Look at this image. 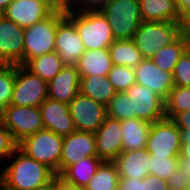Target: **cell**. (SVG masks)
I'll return each mask as SVG.
<instances>
[{"instance_id": "obj_31", "label": "cell", "mask_w": 190, "mask_h": 190, "mask_svg": "<svg viewBox=\"0 0 190 190\" xmlns=\"http://www.w3.org/2000/svg\"><path fill=\"white\" fill-rule=\"evenodd\" d=\"M107 116L122 121L124 119H135L136 114H132L131 99L124 92H117L106 106Z\"/></svg>"}, {"instance_id": "obj_44", "label": "cell", "mask_w": 190, "mask_h": 190, "mask_svg": "<svg viewBox=\"0 0 190 190\" xmlns=\"http://www.w3.org/2000/svg\"><path fill=\"white\" fill-rule=\"evenodd\" d=\"M180 14L183 16L190 10V0H175Z\"/></svg>"}, {"instance_id": "obj_8", "label": "cell", "mask_w": 190, "mask_h": 190, "mask_svg": "<svg viewBox=\"0 0 190 190\" xmlns=\"http://www.w3.org/2000/svg\"><path fill=\"white\" fill-rule=\"evenodd\" d=\"M0 120L18 144L24 138L44 129L39 107L8 105L0 112Z\"/></svg>"}, {"instance_id": "obj_47", "label": "cell", "mask_w": 190, "mask_h": 190, "mask_svg": "<svg viewBox=\"0 0 190 190\" xmlns=\"http://www.w3.org/2000/svg\"><path fill=\"white\" fill-rule=\"evenodd\" d=\"M179 165L190 175V159H179Z\"/></svg>"}, {"instance_id": "obj_7", "label": "cell", "mask_w": 190, "mask_h": 190, "mask_svg": "<svg viewBox=\"0 0 190 190\" xmlns=\"http://www.w3.org/2000/svg\"><path fill=\"white\" fill-rule=\"evenodd\" d=\"M48 98V82L23 65H14V87L10 105L40 107Z\"/></svg>"}, {"instance_id": "obj_13", "label": "cell", "mask_w": 190, "mask_h": 190, "mask_svg": "<svg viewBox=\"0 0 190 190\" xmlns=\"http://www.w3.org/2000/svg\"><path fill=\"white\" fill-rule=\"evenodd\" d=\"M56 8L49 0H13L3 15L20 27L27 28L48 17Z\"/></svg>"}, {"instance_id": "obj_10", "label": "cell", "mask_w": 190, "mask_h": 190, "mask_svg": "<svg viewBox=\"0 0 190 190\" xmlns=\"http://www.w3.org/2000/svg\"><path fill=\"white\" fill-rule=\"evenodd\" d=\"M68 105L76 131L95 133L107 117L105 105L80 92Z\"/></svg>"}, {"instance_id": "obj_40", "label": "cell", "mask_w": 190, "mask_h": 190, "mask_svg": "<svg viewBox=\"0 0 190 190\" xmlns=\"http://www.w3.org/2000/svg\"><path fill=\"white\" fill-rule=\"evenodd\" d=\"M172 120L178 126L180 131L190 132V109L176 114Z\"/></svg>"}, {"instance_id": "obj_18", "label": "cell", "mask_w": 190, "mask_h": 190, "mask_svg": "<svg viewBox=\"0 0 190 190\" xmlns=\"http://www.w3.org/2000/svg\"><path fill=\"white\" fill-rule=\"evenodd\" d=\"M39 108L44 129L61 136L75 131L68 104L47 98Z\"/></svg>"}, {"instance_id": "obj_30", "label": "cell", "mask_w": 190, "mask_h": 190, "mask_svg": "<svg viewBox=\"0 0 190 190\" xmlns=\"http://www.w3.org/2000/svg\"><path fill=\"white\" fill-rule=\"evenodd\" d=\"M165 102L166 118L172 119L176 114L190 109V86H174Z\"/></svg>"}, {"instance_id": "obj_2", "label": "cell", "mask_w": 190, "mask_h": 190, "mask_svg": "<svg viewBox=\"0 0 190 190\" xmlns=\"http://www.w3.org/2000/svg\"><path fill=\"white\" fill-rule=\"evenodd\" d=\"M66 16L75 24L86 50L109 48L115 40L111 27L96 6L66 9Z\"/></svg>"}, {"instance_id": "obj_27", "label": "cell", "mask_w": 190, "mask_h": 190, "mask_svg": "<svg viewBox=\"0 0 190 190\" xmlns=\"http://www.w3.org/2000/svg\"><path fill=\"white\" fill-rule=\"evenodd\" d=\"M23 66L47 82L52 80L65 67L57 52L29 59Z\"/></svg>"}, {"instance_id": "obj_9", "label": "cell", "mask_w": 190, "mask_h": 190, "mask_svg": "<svg viewBox=\"0 0 190 190\" xmlns=\"http://www.w3.org/2000/svg\"><path fill=\"white\" fill-rule=\"evenodd\" d=\"M146 150L157 157L180 156V129L172 119L165 117L151 124Z\"/></svg>"}, {"instance_id": "obj_22", "label": "cell", "mask_w": 190, "mask_h": 190, "mask_svg": "<svg viewBox=\"0 0 190 190\" xmlns=\"http://www.w3.org/2000/svg\"><path fill=\"white\" fill-rule=\"evenodd\" d=\"M112 65L109 49L104 48L97 50H86L79 58L76 67L80 76H108Z\"/></svg>"}, {"instance_id": "obj_3", "label": "cell", "mask_w": 190, "mask_h": 190, "mask_svg": "<svg viewBox=\"0 0 190 190\" xmlns=\"http://www.w3.org/2000/svg\"><path fill=\"white\" fill-rule=\"evenodd\" d=\"M106 17L114 39H132L142 18L139 0H101L95 5Z\"/></svg>"}, {"instance_id": "obj_25", "label": "cell", "mask_w": 190, "mask_h": 190, "mask_svg": "<svg viewBox=\"0 0 190 190\" xmlns=\"http://www.w3.org/2000/svg\"><path fill=\"white\" fill-rule=\"evenodd\" d=\"M103 161L98 156H89L69 166L60 177L78 188H85Z\"/></svg>"}, {"instance_id": "obj_51", "label": "cell", "mask_w": 190, "mask_h": 190, "mask_svg": "<svg viewBox=\"0 0 190 190\" xmlns=\"http://www.w3.org/2000/svg\"><path fill=\"white\" fill-rule=\"evenodd\" d=\"M0 190H13L0 179Z\"/></svg>"}, {"instance_id": "obj_37", "label": "cell", "mask_w": 190, "mask_h": 190, "mask_svg": "<svg viewBox=\"0 0 190 190\" xmlns=\"http://www.w3.org/2000/svg\"><path fill=\"white\" fill-rule=\"evenodd\" d=\"M169 190H186L190 186V175L179 165L176 173L167 180Z\"/></svg>"}, {"instance_id": "obj_21", "label": "cell", "mask_w": 190, "mask_h": 190, "mask_svg": "<svg viewBox=\"0 0 190 190\" xmlns=\"http://www.w3.org/2000/svg\"><path fill=\"white\" fill-rule=\"evenodd\" d=\"M142 21H173L181 23L180 14L175 0H139Z\"/></svg>"}, {"instance_id": "obj_36", "label": "cell", "mask_w": 190, "mask_h": 190, "mask_svg": "<svg viewBox=\"0 0 190 190\" xmlns=\"http://www.w3.org/2000/svg\"><path fill=\"white\" fill-rule=\"evenodd\" d=\"M17 143L13 139L11 132L4 126L0 120V161L8 158L17 148Z\"/></svg>"}, {"instance_id": "obj_48", "label": "cell", "mask_w": 190, "mask_h": 190, "mask_svg": "<svg viewBox=\"0 0 190 190\" xmlns=\"http://www.w3.org/2000/svg\"><path fill=\"white\" fill-rule=\"evenodd\" d=\"M36 190H56V176L49 184H47L39 189H36Z\"/></svg>"}, {"instance_id": "obj_52", "label": "cell", "mask_w": 190, "mask_h": 190, "mask_svg": "<svg viewBox=\"0 0 190 190\" xmlns=\"http://www.w3.org/2000/svg\"><path fill=\"white\" fill-rule=\"evenodd\" d=\"M3 17V11L0 10V20Z\"/></svg>"}, {"instance_id": "obj_4", "label": "cell", "mask_w": 190, "mask_h": 190, "mask_svg": "<svg viewBox=\"0 0 190 190\" xmlns=\"http://www.w3.org/2000/svg\"><path fill=\"white\" fill-rule=\"evenodd\" d=\"M66 16V9L56 8L48 17L24 28L23 65L32 58L55 52L57 24Z\"/></svg>"}, {"instance_id": "obj_42", "label": "cell", "mask_w": 190, "mask_h": 190, "mask_svg": "<svg viewBox=\"0 0 190 190\" xmlns=\"http://www.w3.org/2000/svg\"><path fill=\"white\" fill-rule=\"evenodd\" d=\"M181 34H184L190 39V10L183 15L181 22Z\"/></svg>"}, {"instance_id": "obj_14", "label": "cell", "mask_w": 190, "mask_h": 190, "mask_svg": "<svg viewBox=\"0 0 190 190\" xmlns=\"http://www.w3.org/2000/svg\"><path fill=\"white\" fill-rule=\"evenodd\" d=\"M89 156H98L93 132L74 131L63 136L60 159V175L71 165Z\"/></svg>"}, {"instance_id": "obj_46", "label": "cell", "mask_w": 190, "mask_h": 190, "mask_svg": "<svg viewBox=\"0 0 190 190\" xmlns=\"http://www.w3.org/2000/svg\"><path fill=\"white\" fill-rule=\"evenodd\" d=\"M179 159H190V143H181Z\"/></svg>"}, {"instance_id": "obj_20", "label": "cell", "mask_w": 190, "mask_h": 190, "mask_svg": "<svg viewBox=\"0 0 190 190\" xmlns=\"http://www.w3.org/2000/svg\"><path fill=\"white\" fill-rule=\"evenodd\" d=\"M150 153L146 148L122 151L113 161L117 167L120 178L143 179L150 174L148 161Z\"/></svg>"}, {"instance_id": "obj_29", "label": "cell", "mask_w": 190, "mask_h": 190, "mask_svg": "<svg viewBox=\"0 0 190 190\" xmlns=\"http://www.w3.org/2000/svg\"><path fill=\"white\" fill-rule=\"evenodd\" d=\"M120 175L114 162L103 161L85 190H117Z\"/></svg>"}, {"instance_id": "obj_28", "label": "cell", "mask_w": 190, "mask_h": 190, "mask_svg": "<svg viewBox=\"0 0 190 190\" xmlns=\"http://www.w3.org/2000/svg\"><path fill=\"white\" fill-rule=\"evenodd\" d=\"M108 49L113 65L135 68L144 59L132 39L114 40Z\"/></svg>"}, {"instance_id": "obj_26", "label": "cell", "mask_w": 190, "mask_h": 190, "mask_svg": "<svg viewBox=\"0 0 190 190\" xmlns=\"http://www.w3.org/2000/svg\"><path fill=\"white\" fill-rule=\"evenodd\" d=\"M189 47L190 39L181 34L174 42L161 48L150 59L160 69L172 73L177 61Z\"/></svg>"}, {"instance_id": "obj_1", "label": "cell", "mask_w": 190, "mask_h": 190, "mask_svg": "<svg viewBox=\"0 0 190 190\" xmlns=\"http://www.w3.org/2000/svg\"><path fill=\"white\" fill-rule=\"evenodd\" d=\"M9 159L10 164L1 171L0 179L13 190H36L56 176L47 165L37 162L18 147Z\"/></svg>"}, {"instance_id": "obj_49", "label": "cell", "mask_w": 190, "mask_h": 190, "mask_svg": "<svg viewBox=\"0 0 190 190\" xmlns=\"http://www.w3.org/2000/svg\"><path fill=\"white\" fill-rule=\"evenodd\" d=\"M181 143H190V132L180 131Z\"/></svg>"}, {"instance_id": "obj_45", "label": "cell", "mask_w": 190, "mask_h": 190, "mask_svg": "<svg viewBox=\"0 0 190 190\" xmlns=\"http://www.w3.org/2000/svg\"><path fill=\"white\" fill-rule=\"evenodd\" d=\"M101 0H73V7L95 6Z\"/></svg>"}, {"instance_id": "obj_17", "label": "cell", "mask_w": 190, "mask_h": 190, "mask_svg": "<svg viewBox=\"0 0 190 190\" xmlns=\"http://www.w3.org/2000/svg\"><path fill=\"white\" fill-rule=\"evenodd\" d=\"M136 84L147 86L164 100L174 87L172 73L160 69L151 59H143L135 68Z\"/></svg>"}, {"instance_id": "obj_33", "label": "cell", "mask_w": 190, "mask_h": 190, "mask_svg": "<svg viewBox=\"0 0 190 190\" xmlns=\"http://www.w3.org/2000/svg\"><path fill=\"white\" fill-rule=\"evenodd\" d=\"M149 171L151 175L168 180L177 171L179 157H157L150 154Z\"/></svg>"}, {"instance_id": "obj_38", "label": "cell", "mask_w": 190, "mask_h": 190, "mask_svg": "<svg viewBox=\"0 0 190 190\" xmlns=\"http://www.w3.org/2000/svg\"><path fill=\"white\" fill-rule=\"evenodd\" d=\"M144 190H169L167 180L148 174L144 177Z\"/></svg>"}, {"instance_id": "obj_23", "label": "cell", "mask_w": 190, "mask_h": 190, "mask_svg": "<svg viewBox=\"0 0 190 190\" xmlns=\"http://www.w3.org/2000/svg\"><path fill=\"white\" fill-rule=\"evenodd\" d=\"M151 124L152 123L138 118L122 120L121 130L123 151L146 148Z\"/></svg>"}, {"instance_id": "obj_50", "label": "cell", "mask_w": 190, "mask_h": 190, "mask_svg": "<svg viewBox=\"0 0 190 190\" xmlns=\"http://www.w3.org/2000/svg\"><path fill=\"white\" fill-rule=\"evenodd\" d=\"M13 0H0V10L4 11L5 8L12 2Z\"/></svg>"}, {"instance_id": "obj_11", "label": "cell", "mask_w": 190, "mask_h": 190, "mask_svg": "<svg viewBox=\"0 0 190 190\" xmlns=\"http://www.w3.org/2000/svg\"><path fill=\"white\" fill-rule=\"evenodd\" d=\"M125 92L131 99L132 114H136V118L153 123L166 117L164 99L152 89L134 84Z\"/></svg>"}, {"instance_id": "obj_6", "label": "cell", "mask_w": 190, "mask_h": 190, "mask_svg": "<svg viewBox=\"0 0 190 190\" xmlns=\"http://www.w3.org/2000/svg\"><path fill=\"white\" fill-rule=\"evenodd\" d=\"M63 136L51 130L42 129L24 138L17 147L37 162L47 165L60 176V159Z\"/></svg>"}, {"instance_id": "obj_16", "label": "cell", "mask_w": 190, "mask_h": 190, "mask_svg": "<svg viewBox=\"0 0 190 190\" xmlns=\"http://www.w3.org/2000/svg\"><path fill=\"white\" fill-rule=\"evenodd\" d=\"M94 134L98 157L102 161L113 162L123 151L121 121L107 116Z\"/></svg>"}, {"instance_id": "obj_5", "label": "cell", "mask_w": 190, "mask_h": 190, "mask_svg": "<svg viewBox=\"0 0 190 190\" xmlns=\"http://www.w3.org/2000/svg\"><path fill=\"white\" fill-rule=\"evenodd\" d=\"M181 35V23L173 21H141L132 37L144 59H150L161 48L174 42Z\"/></svg>"}, {"instance_id": "obj_34", "label": "cell", "mask_w": 190, "mask_h": 190, "mask_svg": "<svg viewBox=\"0 0 190 190\" xmlns=\"http://www.w3.org/2000/svg\"><path fill=\"white\" fill-rule=\"evenodd\" d=\"M14 87V65L0 64V112L10 104Z\"/></svg>"}, {"instance_id": "obj_39", "label": "cell", "mask_w": 190, "mask_h": 190, "mask_svg": "<svg viewBox=\"0 0 190 190\" xmlns=\"http://www.w3.org/2000/svg\"><path fill=\"white\" fill-rule=\"evenodd\" d=\"M117 190H144V178H120Z\"/></svg>"}, {"instance_id": "obj_32", "label": "cell", "mask_w": 190, "mask_h": 190, "mask_svg": "<svg viewBox=\"0 0 190 190\" xmlns=\"http://www.w3.org/2000/svg\"><path fill=\"white\" fill-rule=\"evenodd\" d=\"M108 79L117 92H124L136 84L135 69L123 65H112Z\"/></svg>"}, {"instance_id": "obj_12", "label": "cell", "mask_w": 190, "mask_h": 190, "mask_svg": "<svg viewBox=\"0 0 190 190\" xmlns=\"http://www.w3.org/2000/svg\"><path fill=\"white\" fill-rule=\"evenodd\" d=\"M86 51L75 24L65 16L58 24L55 36V52L64 66H76Z\"/></svg>"}, {"instance_id": "obj_15", "label": "cell", "mask_w": 190, "mask_h": 190, "mask_svg": "<svg viewBox=\"0 0 190 190\" xmlns=\"http://www.w3.org/2000/svg\"><path fill=\"white\" fill-rule=\"evenodd\" d=\"M24 28L6 18L0 20V64L23 65Z\"/></svg>"}, {"instance_id": "obj_24", "label": "cell", "mask_w": 190, "mask_h": 190, "mask_svg": "<svg viewBox=\"0 0 190 190\" xmlns=\"http://www.w3.org/2000/svg\"><path fill=\"white\" fill-rule=\"evenodd\" d=\"M79 92L105 106L117 93L108 76L103 75L80 76Z\"/></svg>"}, {"instance_id": "obj_35", "label": "cell", "mask_w": 190, "mask_h": 190, "mask_svg": "<svg viewBox=\"0 0 190 190\" xmlns=\"http://www.w3.org/2000/svg\"><path fill=\"white\" fill-rule=\"evenodd\" d=\"M172 76L174 86H190V47L177 61Z\"/></svg>"}, {"instance_id": "obj_19", "label": "cell", "mask_w": 190, "mask_h": 190, "mask_svg": "<svg viewBox=\"0 0 190 190\" xmlns=\"http://www.w3.org/2000/svg\"><path fill=\"white\" fill-rule=\"evenodd\" d=\"M80 75L76 66H65L48 82V98L69 104L79 93Z\"/></svg>"}, {"instance_id": "obj_43", "label": "cell", "mask_w": 190, "mask_h": 190, "mask_svg": "<svg viewBox=\"0 0 190 190\" xmlns=\"http://www.w3.org/2000/svg\"><path fill=\"white\" fill-rule=\"evenodd\" d=\"M57 8L69 9L73 7V0H49Z\"/></svg>"}, {"instance_id": "obj_41", "label": "cell", "mask_w": 190, "mask_h": 190, "mask_svg": "<svg viewBox=\"0 0 190 190\" xmlns=\"http://www.w3.org/2000/svg\"><path fill=\"white\" fill-rule=\"evenodd\" d=\"M56 190H85L84 188H78L75 185L66 182L59 175H56Z\"/></svg>"}]
</instances>
